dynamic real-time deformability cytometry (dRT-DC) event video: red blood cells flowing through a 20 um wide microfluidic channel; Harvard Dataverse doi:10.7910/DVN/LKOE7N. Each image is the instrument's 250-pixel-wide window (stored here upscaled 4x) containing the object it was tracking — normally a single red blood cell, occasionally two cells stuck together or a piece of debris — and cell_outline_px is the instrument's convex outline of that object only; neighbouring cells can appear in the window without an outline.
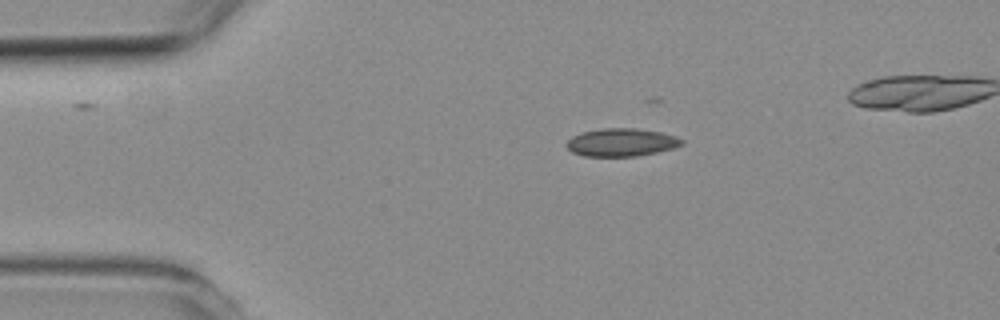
{"species": "common noctule bat (a hibernating species)", "species_latin": "Nyctalus noctula", "temperature_condition": "room temperature", "stored_images_in_passage": 3, "camera_frame_rate_fps": 3000, "um_per_image_px": 0.085, "animal": {"sex": "female", "body_mass_g": 19.3, "forearm_length_mm": 54.1}, "frame": {"image": 1, "passage_image": 1, "time_ms": 0.0, "image_size_px": [1000, 320], "cell_outline_px": [[684, 144], [672, 148], [656, 152], [636, 156], [584, 156], [572, 152], [564, 144], [572, 136], [580, 132], [604, 128], [636, 128], [660, 132], [676, 136], [684, 140]], "centroid_in_image_um": [52.8, 12.09], "position_along_channel_um": 32.2, "area_um2": 18.79}}